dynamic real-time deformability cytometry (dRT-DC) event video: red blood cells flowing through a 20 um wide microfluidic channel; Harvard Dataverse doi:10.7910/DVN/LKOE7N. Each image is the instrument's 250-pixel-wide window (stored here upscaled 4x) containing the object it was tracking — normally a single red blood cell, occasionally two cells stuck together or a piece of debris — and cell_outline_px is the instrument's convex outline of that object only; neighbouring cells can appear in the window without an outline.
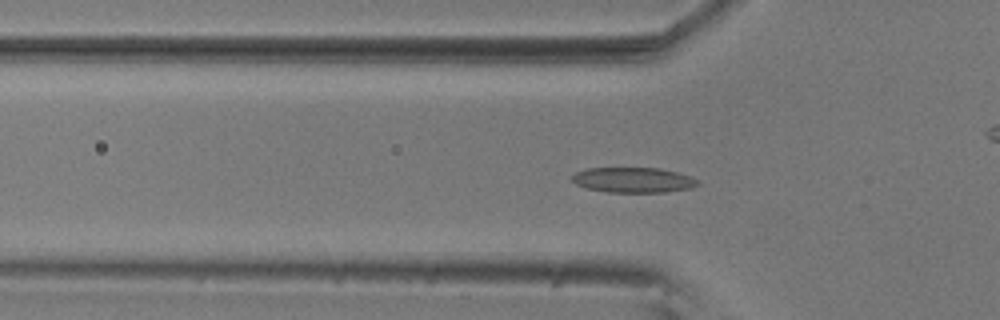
{"species": "common noctule bat (a hibernating species)", "species_latin": "Nyctalus noctula", "temperature_condition": "room temperature", "stored_images_in_passage": 57, "camera_frame_rate_fps": 3000, "um_per_image_px": 0.085, "animal": {"sex": "male", "body_mass_g": 20.5, "forearm_length_mm": 52.5}, "frame": {"image": 1, "passage_image": 18, "time_ms": 5.667, "image_size_px": [1000, 320], "cell_outline_px": [[700, 184], [692, 188], [664, 192], [608, 192], [588, 188], [576, 184], [568, 176], [576, 172], [588, 168], [660, 168], [676, 172], [688, 176], [696, 180]], "centroid_in_image_um": [53.79, 15.3], "position_along_channel_um": 72.0, "area_um2": 18.38}}
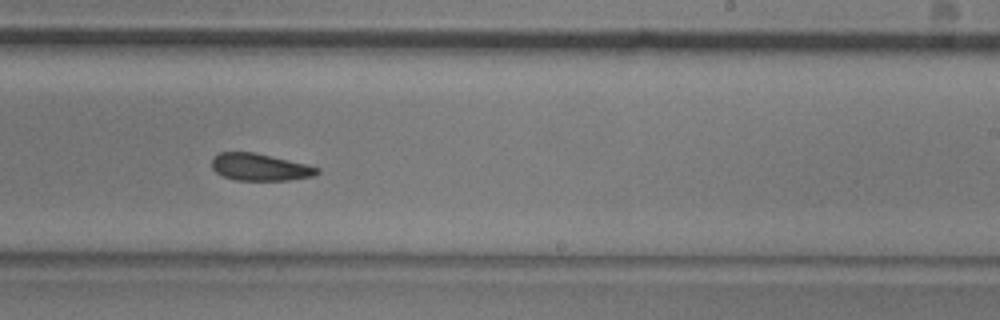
{"frame": {"image": 2, "passage_image": 34, "time_ms": 11.0, "image_size_px": [1000, 320], "cell_outline_px": [[320, 172], [312, 176], [288, 180], [236, 180], [224, 176], [216, 172], [212, 168], [212, 160], [220, 152], [256, 152], [320, 168]], "centroid_in_image_um": [22.08, 14.2], "position_along_channel_um": 266.9, "area_um2": 16.42}}
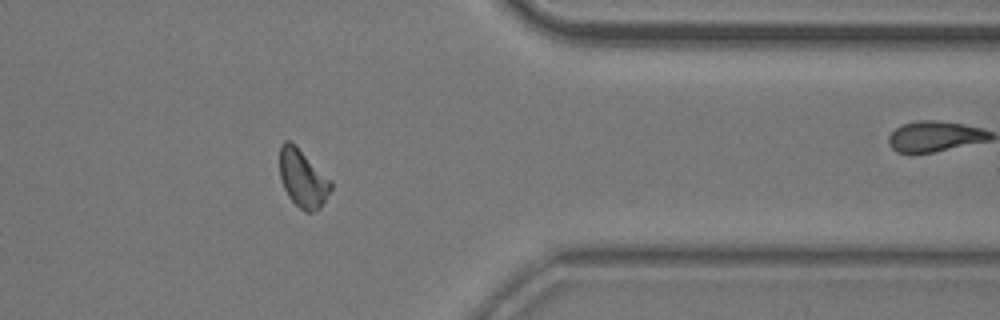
{"frame": {"image": 3, "passage_image": 45, "time_ms": 14.667, "image_size_px": [1000, 320], "cell_outline_px": [[332, 188], [320, 208], [312, 212], [304, 212], [288, 196], [284, 188], [280, 176], [280, 144], [284, 140], [288, 140], [296, 144], [332, 180]], "centroid_in_image_um": [25.75, 15.13], "position_along_channel_um": 385.7, "area_um2": 17.46}, "authors_computed_cell_mechanics": {"area_um2": 17.6868, "velocity_mm_per_s": 3.6397, "shape_relaxation_time_tau1_ms": 8.5031, "shape_relaxation_time_tau2_ms": 5.0451, "deformation_change_tau1": 0.149, "deformation_change_tau2": 0.1326}}